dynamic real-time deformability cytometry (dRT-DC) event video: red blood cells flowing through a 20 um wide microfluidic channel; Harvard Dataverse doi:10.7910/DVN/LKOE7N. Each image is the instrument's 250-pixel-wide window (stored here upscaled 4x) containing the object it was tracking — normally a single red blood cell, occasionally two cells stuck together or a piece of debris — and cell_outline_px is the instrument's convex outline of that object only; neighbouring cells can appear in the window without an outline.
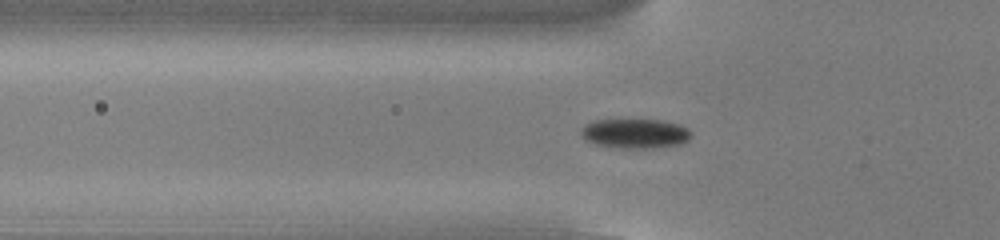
{"species": "common noctule bat (a hibernating species)", "species_latin": "Nyctalus noctula", "temperature_condition": "cold", "stored_images_in_passage": 53, "camera_frame_rate_fps": 3000, "um_per_image_px": 0.085, "animal": {"sex": "male", "body_mass_g": 13.0, "forearm_length_mm": 53.1}, "frame": {"image": 1, "passage_image": 18, "time_ms": 5.667, "image_size_px": [1000, 240], "cell_outline_px": [[692, 136], [688, 140], [680, 144], [652, 148], [608, 148], [584, 140], [580, 132], [580, 128], [584, 124], [592, 120], [664, 120], [680, 124], [688, 128], [692, 132]], "centroid_in_image_um": [53.96, 11.35], "position_along_channel_um": 71.8, "area_um2": 19.42}}
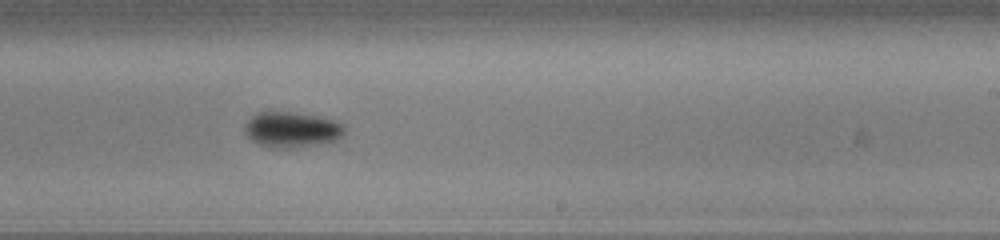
{"frame": {"image": 2, "passage_image": 33, "time_ms": 10.667, "image_size_px": [1000, 240], "cell_outline_px": [[344, 132], [336, 140], [324, 144], [292, 148], [268, 148], [252, 140], [244, 132], [244, 128], [248, 120], [256, 112], [288, 112], [316, 116], [336, 120], [344, 124]], "centroid_in_image_um": [24.81, 11.03], "position_along_channel_um": 264.2, "area_um2": 20.75}}
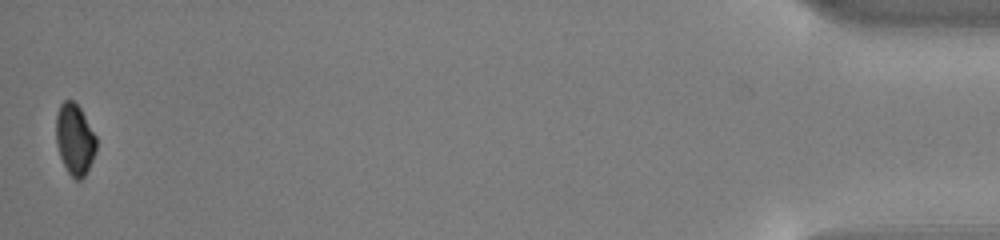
{"frame": {"image": 3, "passage_image": 53, "time_ms": 17.333, "image_size_px": [1000, 240], "cell_outline_px": [[96, 152], [84, 176], [80, 180], [76, 180], [68, 172], [60, 156], [56, 144], [56, 116], [60, 104], [64, 100], [72, 100], [80, 108], [96, 136]], "centroid_in_image_um": [6.35, 11.83], "position_along_channel_um": 428.9, "area_um2": 16.53}, "authors_computed_cell_mechanics": {"area_um2": 18.5538, "velocity_mm_per_s": 3.8547, "shape_relaxation_time_tau1_ms": 1.6471, "shape_relaxation_time_tau2_ms": null, "deformation_change_tau1": 0.0821, "deformation_change_tau2": null}}